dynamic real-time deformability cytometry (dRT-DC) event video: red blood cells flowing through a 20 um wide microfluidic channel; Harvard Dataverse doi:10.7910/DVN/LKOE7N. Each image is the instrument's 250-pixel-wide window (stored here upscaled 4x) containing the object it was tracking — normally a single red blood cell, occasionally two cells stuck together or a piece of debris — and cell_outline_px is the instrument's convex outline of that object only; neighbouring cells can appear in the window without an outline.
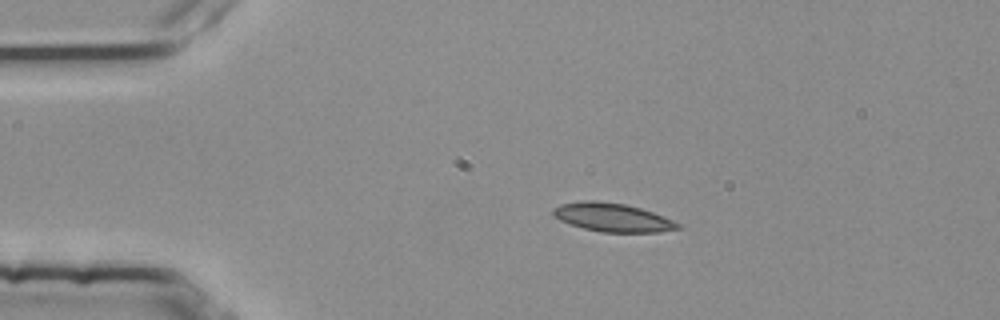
{"species": "common noctule bat (a hibernating species)", "species_latin": "Nyctalus noctula", "temperature_condition": "room temperature", "stored_images_in_passage": 42, "camera_frame_rate_fps": 3000, "um_per_image_px": 0.085, "animal": {"sex": "female", "body_mass_g": 25.1}, "frame": {"image": 1, "passage_image": 1, "time_ms": 0.0, "image_size_px": [1000, 320], "cell_outline_px": [[680, 228], [660, 232], [604, 232], [584, 228], [560, 220], [552, 216], [552, 208], [560, 204], [580, 200], [592, 200], [624, 204], [640, 208], [652, 212], [672, 220], [680, 224]], "centroid_in_image_um": [52.02, 18.47], "position_along_channel_um": 33.0, "area_um2": 20.58}}
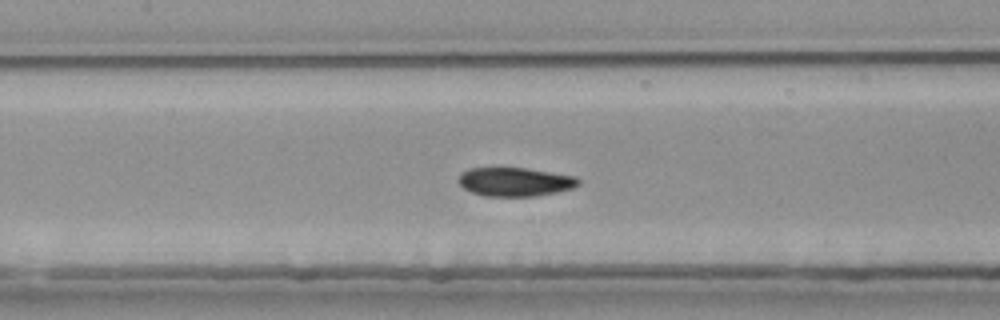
{"frame": {"image": 2, "passage_image": 15, "time_ms": 4.667, "image_size_px": [1000, 320], "cell_outline_px": [[580, 184], [576, 188], [536, 196], [484, 196], [472, 192], [464, 188], [456, 180], [460, 172], [468, 168], [524, 168], [576, 176], [580, 180]], "centroid_in_image_um": [43.77, 15.45], "position_along_channel_um": 163.6, "area_um2": 20.29}}
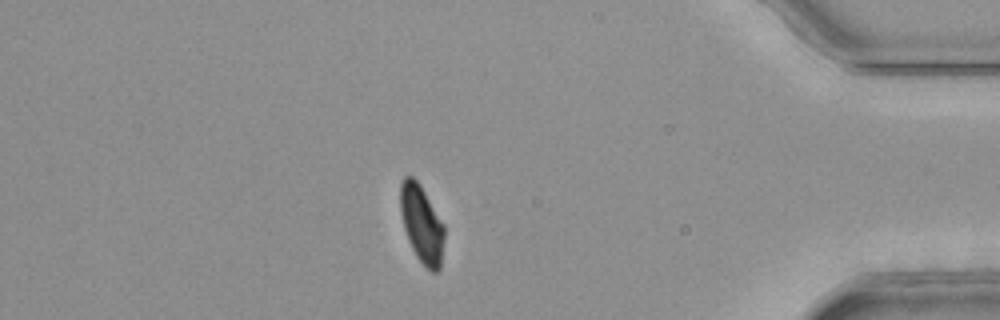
{"frame": {"image": 3, "passage_image": 37, "time_ms": 12.0, "image_size_px": [1000, 320], "cell_outline_px": [[444, 236], [440, 272], [432, 272], [416, 256], [408, 240], [404, 228], [400, 212], [400, 184], [404, 176], [412, 176], [420, 184], [444, 224]], "centroid_in_image_um": [35.84, 19.03], "position_along_channel_um": 399.4, "area_um2": 19.88}, "authors_computed_cell_mechanics": {"area_um2": 20.7502, "velocity_mm_per_s": 3.7805, "shape_relaxation_time_tau1_ms": null, "shape_relaxation_time_tau2_ms": 2.2096, "deformation_change_tau1": null, "deformation_change_tau2": 0.0535}}